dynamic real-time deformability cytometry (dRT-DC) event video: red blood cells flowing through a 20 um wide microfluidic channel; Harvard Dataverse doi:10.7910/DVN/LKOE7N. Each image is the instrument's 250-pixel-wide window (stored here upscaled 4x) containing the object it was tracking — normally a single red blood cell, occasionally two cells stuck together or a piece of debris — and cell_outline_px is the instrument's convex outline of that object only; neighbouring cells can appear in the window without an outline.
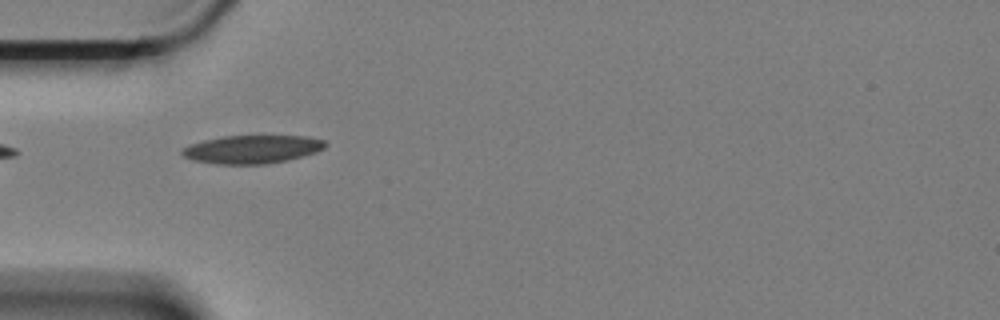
{"species": "Egyptian fruit bat (a non-hibernating species)", "species_latin": "Rousettus aegyptiacus", "temperature_condition": "cold", "stored_images_in_passage": 5, "camera_frame_rate_fps": 3000, "um_per_image_px": 0.085, "animal": {"sex": "female"}, "frame": {"image": 1, "passage_image": 4, "time_ms": 1.0, "image_size_px": [1000, 320], "cell_outline_px": [[328, 144], [324, 148], [316, 152], [284, 160], [264, 164], [216, 164], [192, 160], [184, 156], [180, 152], [180, 148], [188, 144], [204, 140], [224, 136], [308, 136], [324, 140]], "centroid_in_image_um": [21.38, 12.68], "position_along_channel_um": 63.6, "area_um2": 23.52}}
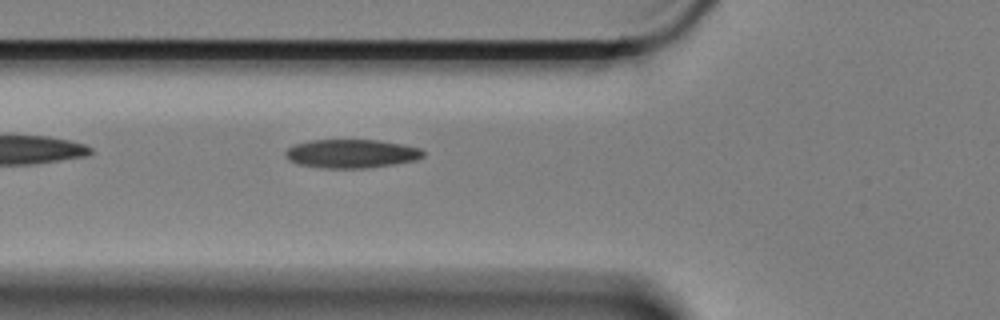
{"frame": {"image": 2, "passage_image": 5, "time_ms": 1.333, "image_size_px": [1000, 320], "cell_outline_px": [[424, 156], [416, 160], [392, 164], [364, 168], [320, 168], [300, 164], [288, 160], [284, 156], [284, 152], [292, 144], [308, 140], [380, 140], [404, 144], [420, 148], [424, 152]], "centroid_in_image_um": [29.83, 13.05], "position_along_channel_um": 96.0, "area_um2": 23.18}}